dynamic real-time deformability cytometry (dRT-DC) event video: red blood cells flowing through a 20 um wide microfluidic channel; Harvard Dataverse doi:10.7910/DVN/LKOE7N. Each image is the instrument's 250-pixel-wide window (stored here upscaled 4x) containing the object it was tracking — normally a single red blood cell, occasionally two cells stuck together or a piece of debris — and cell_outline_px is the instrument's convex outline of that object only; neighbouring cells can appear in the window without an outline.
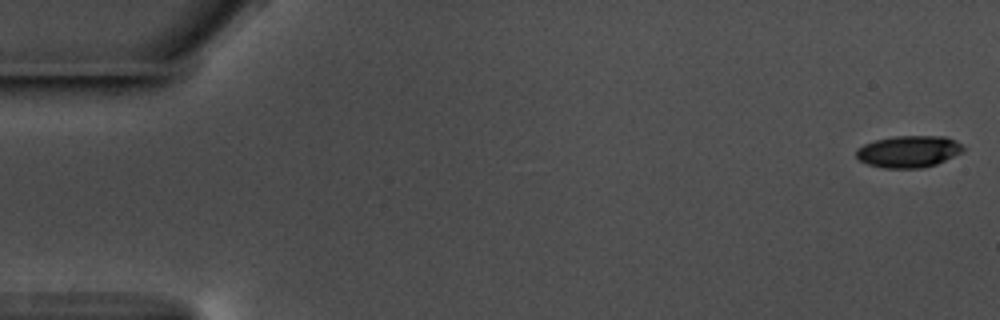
{"species": "common noctule bat (a hibernating species)", "species_latin": "Nyctalus noctula", "temperature_condition": "warm", "stored_images_in_passage": 57, "camera_frame_rate_fps": 3000, "um_per_image_px": 0.085, "animal": {"sex": "male", "body_mass_g": 17.5, "forearm_length_mm": 52.3}, "frame": {"image": 1, "passage_image": 1, "time_ms": 0.0, "image_size_px": [1000, 320], "cell_outline_px": [[964, 152], [936, 164], [920, 168], [884, 168], [868, 164], [860, 160], [856, 156], [856, 148], [864, 144], [876, 140], [892, 136], [944, 136], [956, 140], [964, 148]], "centroid_in_image_um": [77.24, 12.87], "position_along_channel_um": 7.8, "area_um2": 19.88}}
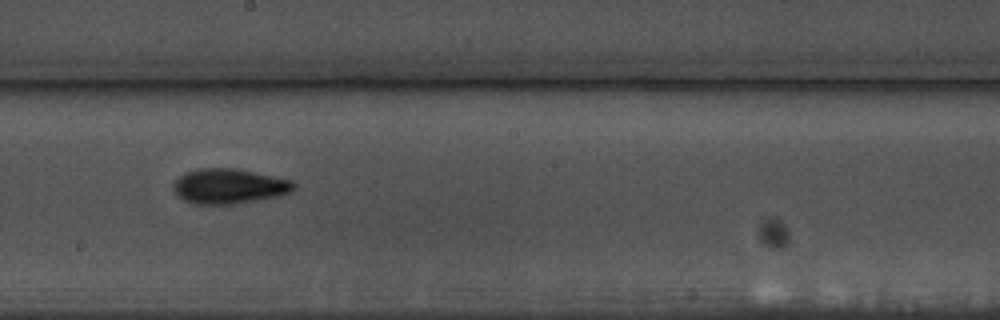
{"frame": {"image": 2, "passage_image": 32, "time_ms": 10.333, "image_size_px": [1000, 320], "cell_outline_px": [[296, 188], [292, 192], [280, 196], [232, 204], [192, 204], [184, 200], [172, 188], [172, 184], [184, 172], [196, 168], [232, 168], [292, 180], [296, 184]], "centroid_in_image_um": [19.47, 15.83], "position_along_channel_um": 228.7, "area_um2": 24.57}}
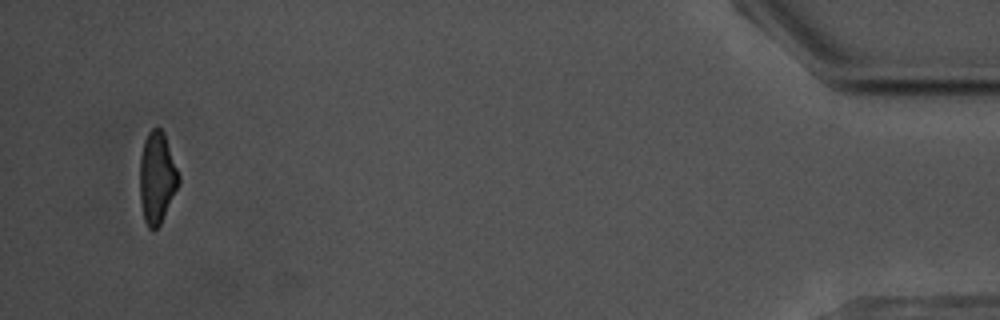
{"frame": {"image": 3, "passage_image": 55, "time_ms": 18.0, "image_size_px": [1000, 320], "cell_outline_px": [[180, 184], [160, 224], [152, 232], [148, 228], [144, 220], [140, 200], [140, 156], [144, 140], [148, 132], [152, 128], [160, 128], [164, 132], [180, 176]], "centroid_in_image_um": [13.35, 15.11], "position_along_channel_um": 421.9, "area_um2": 20.92}, "authors_computed_cell_mechanics": {"area_um2": 21.675, "velocity_mm_per_s": 3.5829, "shape_relaxation_time_tau1_ms": 3.372, "shape_relaxation_time_tau2_ms": 5.3772, "deformation_change_tau1": 0.1426, "deformation_change_tau2": 0.1371}}